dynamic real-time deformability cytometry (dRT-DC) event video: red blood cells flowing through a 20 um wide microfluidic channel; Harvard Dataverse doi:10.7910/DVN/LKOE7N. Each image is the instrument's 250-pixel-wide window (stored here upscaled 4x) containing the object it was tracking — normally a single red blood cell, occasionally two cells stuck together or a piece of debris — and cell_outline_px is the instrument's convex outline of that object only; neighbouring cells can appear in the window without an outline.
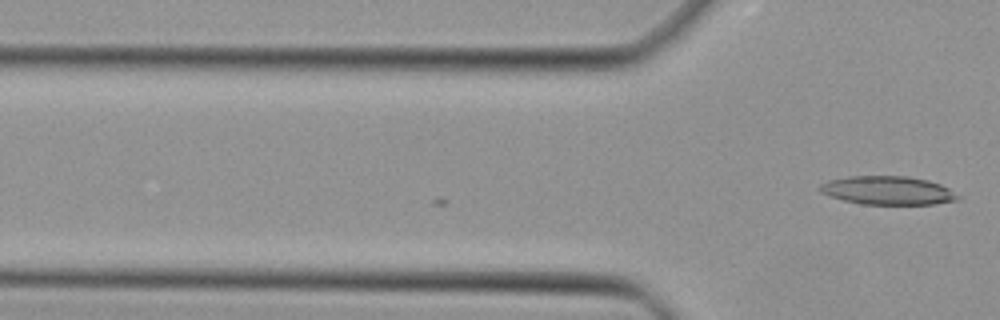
{"species": "Egyptian fruit bat (a non-hibernating species)", "species_latin": "Rousettus aegyptiacus", "temperature_condition": "cold", "stored_images_in_passage": 3, "camera_frame_rate_fps": 3000, "um_per_image_px": 0.085, "animal": {"sex": "female"}, "frame": {"image": 1, "passage_image": 3, "time_ms": 0.667, "image_size_px": [1000, 320], "cell_outline_px": [[960, 200], [936, 204], [860, 204], [844, 200], [820, 192], [820, 184], [828, 180], [848, 176], [908, 176], [928, 180], [940, 184], [948, 188], [960, 196]], "centroid_in_image_um": [75.49, 16.18], "position_along_channel_um": 50.3, "area_um2": 22.95}}